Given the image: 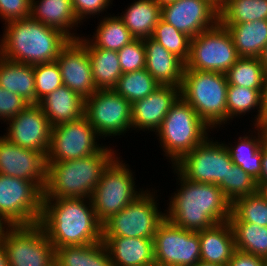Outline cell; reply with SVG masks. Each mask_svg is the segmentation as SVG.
I'll use <instances>...</instances> for the list:
<instances>
[{"label":"cell","instance_id":"cell-7","mask_svg":"<svg viewBox=\"0 0 267 266\" xmlns=\"http://www.w3.org/2000/svg\"><path fill=\"white\" fill-rule=\"evenodd\" d=\"M126 162L119 153L105 168L92 193L90 199L101 224L120 212L146 190L135 185L137 183L134 177L135 171L131 170Z\"/></svg>","mask_w":267,"mask_h":266},{"label":"cell","instance_id":"cell-10","mask_svg":"<svg viewBox=\"0 0 267 266\" xmlns=\"http://www.w3.org/2000/svg\"><path fill=\"white\" fill-rule=\"evenodd\" d=\"M84 117L105 141L132 131V104L114 90H97L85 98Z\"/></svg>","mask_w":267,"mask_h":266},{"label":"cell","instance_id":"cell-1","mask_svg":"<svg viewBox=\"0 0 267 266\" xmlns=\"http://www.w3.org/2000/svg\"><path fill=\"white\" fill-rule=\"evenodd\" d=\"M178 186L165 207V218L188 231L199 232L229 221L232 203L218 185L185 179L173 166ZM178 187V188H177Z\"/></svg>","mask_w":267,"mask_h":266},{"label":"cell","instance_id":"cell-40","mask_svg":"<svg viewBox=\"0 0 267 266\" xmlns=\"http://www.w3.org/2000/svg\"><path fill=\"white\" fill-rule=\"evenodd\" d=\"M218 187L231 203L240 197L258 192L257 180L233 162L232 168L228 169L226 180H222Z\"/></svg>","mask_w":267,"mask_h":266},{"label":"cell","instance_id":"cell-47","mask_svg":"<svg viewBox=\"0 0 267 266\" xmlns=\"http://www.w3.org/2000/svg\"><path fill=\"white\" fill-rule=\"evenodd\" d=\"M267 181V142L262 147V168L260 178L257 180L258 187Z\"/></svg>","mask_w":267,"mask_h":266},{"label":"cell","instance_id":"cell-14","mask_svg":"<svg viewBox=\"0 0 267 266\" xmlns=\"http://www.w3.org/2000/svg\"><path fill=\"white\" fill-rule=\"evenodd\" d=\"M90 122L82 118L52 127L47 162L80 159L100 152L106 145Z\"/></svg>","mask_w":267,"mask_h":266},{"label":"cell","instance_id":"cell-46","mask_svg":"<svg viewBox=\"0 0 267 266\" xmlns=\"http://www.w3.org/2000/svg\"><path fill=\"white\" fill-rule=\"evenodd\" d=\"M227 266H267V260L236 250Z\"/></svg>","mask_w":267,"mask_h":266},{"label":"cell","instance_id":"cell-54","mask_svg":"<svg viewBox=\"0 0 267 266\" xmlns=\"http://www.w3.org/2000/svg\"><path fill=\"white\" fill-rule=\"evenodd\" d=\"M194 266H224V265L216 264V263H207V262L200 260Z\"/></svg>","mask_w":267,"mask_h":266},{"label":"cell","instance_id":"cell-6","mask_svg":"<svg viewBox=\"0 0 267 266\" xmlns=\"http://www.w3.org/2000/svg\"><path fill=\"white\" fill-rule=\"evenodd\" d=\"M213 131L181 96L154 133L171 167L203 142ZM210 133V134H209Z\"/></svg>","mask_w":267,"mask_h":266},{"label":"cell","instance_id":"cell-45","mask_svg":"<svg viewBox=\"0 0 267 266\" xmlns=\"http://www.w3.org/2000/svg\"><path fill=\"white\" fill-rule=\"evenodd\" d=\"M30 16L31 0H0V20L3 24Z\"/></svg>","mask_w":267,"mask_h":266},{"label":"cell","instance_id":"cell-2","mask_svg":"<svg viewBox=\"0 0 267 266\" xmlns=\"http://www.w3.org/2000/svg\"><path fill=\"white\" fill-rule=\"evenodd\" d=\"M39 224L54 248L102 241V224L90 198H43Z\"/></svg>","mask_w":267,"mask_h":266},{"label":"cell","instance_id":"cell-35","mask_svg":"<svg viewBox=\"0 0 267 266\" xmlns=\"http://www.w3.org/2000/svg\"><path fill=\"white\" fill-rule=\"evenodd\" d=\"M267 20V0H225L219 11V23H245Z\"/></svg>","mask_w":267,"mask_h":266},{"label":"cell","instance_id":"cell-33","mask_svg":"<svg viewBox=\"0 0 267 266\" xmlns=\"http://www.w3.org/2000/svg\"><path fill=\"white\" fill-rule=\"evenodd\" d=\"M98 21L95 33L86 36L95 47L119 51L135 39L119 18V14L116 16L114 13L112 15L109 13Z\"/></svg>","mask_w":267,"mask_h":266},{"label":"cell","instance_id":"cell-5","mask_svg":"<svg viewBox=\"0 0 267 266\" xmlns=\"http://www.w3.org/2000/svg\"><path fill=\"white\" fill-rule=\"evenodd\" d=\"M228 85L223 73L184 69L180 96L213 132L228 125Z\"/></svg>","mask_w":267,"mask_h":266},{"label":"cell","instance_id":"cell-19","mask_svg":"<svg viewBox=\"0 0 267 266\" xmlns=\"http://www.w3.org/2000/svg\"><path fill=\"white\" fill-rule=\"evenodd\" d=\"M56 62L61 70L63 85L84 99L97 91L92 77V67L87 47L78 39L61 50Z\"/></svg>","mask_w":267,"mask_h":266},{"label":"cell","instance_id":"cell-11","mask_svg":"<svg viewBox=\"0 0 267 266\" xmlns=\"http://www.w3.org/2000/svg\"><path fill=\"white\" fill-rule=\"evenodd\" d=\"M9 266H55V248L37 223L10 226L0 240Z\"/></svg>","mask_w":267,"mask_h":266},{"label":"cell","instance_id":"cell-52","mask_svg":"<svg viewBox=\"0 0 267 266\" xmlns=\"http://www.w3.org/2000/svg\"><path fill=\"white\" fill-rule=\"evenodd\" d=\"M258 192L261 193L267 199V181L266 182H263L258 187Z\"/></svg>","mask_w":267,"mask_h":266},{"label":"cell","instance_id":"cell-43","mask_svg":"<svg viewBox=\"0 0 267 266\" xmlns=\"http://www.w3.org/2000/svg\"><path fill=\"white\" fill-rule=\"evenodd\" d=\"M111 5H113V0H72V8L74 14L82 25L83 22H85L90 17H102V14L104 15V12H106L105 15H107V9L109 7L112 8Z\"/></svg>","mask_w":267,"mask_h":266},{"label":"cell","instance_id":"cell-23","mask_svg":"<svg viewBox=\"0 0 267 266\" xmlns=\"http://www.w3.org/2000/svg\"><path fill=\"white\" fill-rule=\"evenodd\" d=\"M248 132L240 135L237 141L224 142L232 162L255 180L260 178L262 168V147L267 142L264 129L261 126H251ZM251 132V133H250ZM250 133V134H249Z\"/></svg>","mask_w":267,"mask_h":266},{"label":"cell","instance_id":"cell-39","mask_svg":"<svg viewBox=\"0 0 267 266\" xmlns=\"http://www.w3.org/2000/svg\"><path fill=\"white\" fill-rule=\"evenodd\" d=\"M170 53L176 55L184 63L189 59L191 38L175 29L171 24L159 19L151 36Z\"/></svg>","mask_w":267,"mask_h":266},{"label":"cell","instance_id":"cell-3","mask_svg":"<svg viewBox=\"0 0 267 266\" xmlns=\"http://www.w3.org/2000/svg\"><path fill=\"white\" fill-rule=\"evenodd\" d=\"M0 37V56L23 64L56 61L70 38L60 30L46 26L31 17L9 21Z\"/></svg>","mask_w":267,"mask_h":266},{"label":"cell","instance_id":"cell-50","mask_svg":"<svg viewBox=\"0 0 267 266\" xmlns=\"http://www.w3.org/2000/svg\"><path fill=\"white\" fill-rule=\"evenodd\" d=\"M259 59H260L261 64L263 65V67L265 69V72H267V44L264 47L263 52H262Z\"/></svg>","mask_w":267,"mask_h":266},{"label":"cell","instance_id":"cell-31","mask_svg":"<svg viewBox=\"0 0 267 266\" xmlns=\"http://www.w3.org/2000/svg\"><path fill=\"white\" fill-rule=\"evenodd\" d=\"M0 86L35 104V77L33 65L16 63L0 56Z\"/></svg>","mask_w":267,"mask_h":266},{"label":"cell","instance_id":"cell-36","mask_svg":"<svg viewBox=\"0 0 267 266\" xmlns=\"http://www.w3.org/2000/svg\"><path fill=\"white\" fill-rule=\"evenodd\" d=\"M225 75L229 85L264 90L266 72L259 58L240 57Z\"/></svg>","mask_w":267,"mask_h":266},{"label":"cell","instance_id":"cell-27","mask_svg":"<svg viewBox=\"0 0 267 266\" xmlns=\"http://www.w3.org/2000/svg\"><path fill=\"white\" fill-rule=\"evenodd\" d=\"M79 40L87 47L97 90H113L123 74L117 51L95 47L85 34Z\"/></svg>","mask_w":267,"mask_h":266},{"label":"cell","instance_id":"cell-16","mask_svg":"<svg viewBox=\"0 0 267 266\" xmlns=\"http://www.w3.org/2000/svg\"><path fill=\"white\" fill-rule=\"evenodd\" d=\"M5 124L6 133L2 136L10 142L22 148L48 152L52 126L38 104H29Z\"/></svg>","mask_w":267,"mask_h":266},{"label":"cell","instance_id":"cell-21","mask_svg":"<svg viewBox=\"0 0 267 266\" xmlns=\"http://www.w3.org/2000/svg\"><path fill=\"white\" fill-rule=\"evenodd\" d=\"M113 266H152L153 238L102 236Z\"/></svg>","mask_w":267,"mask_h":266},{"label":"cell","instance_id":"cell-18","mask_svg":"<svg viewBox=\"0 0 267 266\" xmlns=\"http://www.w3.org/2000/svg\"><path fill=\"white\" fill-rule=\"evenodd\" d=\"M161 18L194 38L219 22V12L205 0H178L161 7Z\"/></svg>","mask_w":267,"mask_h":266},{"label":"cell","instance_id":"cell-51","mask_svg":"<svg viewBox=\"0 0 267 266\" xmlns=\"http://www.w3.org/2000/svg\"><path fill=\"white\" fill-rule=\"evenodd\" d=\"M10 226L5 222V220L0 216V240L3 238V235L5 234L6 230Z\"/></svg>","mask_w":267,"mask_h":266},{"label":"cell","instance_id":"cell-53","mask_svg":"<svg viewBox=\"0 0 267 266\" xmlns=\"http://www.w3.org/2000/svg\"><path fill=\"white\" fill-rule=\"evenodd\" d=\"M264 108L267 110V72L265 77L264 93H263Z\"/></svg>","mask_w":267,"mask_h":266},{"label":"cell","instance_id":"cell-17","mask_svg":"<svg viewBox=\"0 0 267 266\" xmlns=\"http://www.w3.org/2000/svg\"><path fill=\"white\" fill-rule=\"evenodd\" d=\"M47 153L22 148L0 134V174L35 182L44 190Z\"/></svg>","mask_w":267,"mask_h":266},{"label":"cell","instance_id":"cell-42","mask_svg":"<svg viewBox=\"0 0 267 266\" xmlns=\"http://www.w3.org/2000/svg\"><path fill=\"white\" fill-rule=\"evenodd\" d=\"M122 73L145 69V45L143 39H134L117 51Z\"/></svg>","mask_w":267,"mask_h":266},{"label":"cell","instance_id":"cell-41","mask_svg":"<svg viewBox=\"0 0 267 266\" xmlns=\"http://www.w3.org/2000/svg\"><path fill=\"white\" fill-rule=\"evenodd\" d=\"M35 77V104L63 85L61 70L56 61L33 65Z\"/></svg>","mask_w":267,"mask_h":266},{"label":"cell","instance_id":"cell-26","mask_svg":"<svg viewBox=\"0 0 267 266\" xmlns=\"http://www.w3.org/2000/svg\"><path fill=\"white\" fill-rule=\"evenodd\" d=\"M84 100L80 94L62 85L44 97L38 105L43 109L53 127L82 118Z\"/></svg>","mask_w":267,"mask_h":266},{"label":"cell","instance_id":"cell-13","mask_svg":"<svg viewBox=\"0 0 267 266\" xmlns=\"http://www.w3.org/2000/svg\"><path fill=\"white\" fill-rule=\"evenodd\" d=\"M213 139L209 135L173 167L192 182L218 185L226 180L228 169L232 168V160L224 142Z\"/></svg>","mask_w":267,"mask_h":266},{"label":"cell","instance_id":"cell-38","mask_svg":"<svg viewBox=\"0 0 267 266\" xmlns=\"http://www.w3.org/2000/svg\"><path fill=\"white\" fill-rule=\"evenodd\" d=\"M229 222H248L267 227V199L259 192L236 199Z\"/></svg>","mask_w":267,"mask_h":266},{"label":"cell","instance_id":"cell-55","mask_svg":"<svg viewBox=\"0 0 267 266\" xmlns=\"http://www.w3.org/2000/svg\"><path fill=\"white\" fill-rule=\"evenodd\" d=\"M156 4H158L160 7L166 5V4H169V3H173L175 1H178V0H153Z\"/></svg>","mask_w":267,"mask_h":266},{"label":"cell","instance_id":"cell-56","mask_svg":"<svg viewBox=\"0 0 267 266\" xmlns=\"http://www.w3.org/2000/svg\"><path fill=\"white\" fill-rule=\"evenodd\" d=\"M261 127L264 129L265 137H266V139H267V110H266L265 119H264V121H263Z\"/></svg>","mask_w":267,"mask_h":266},{"label":"cell","instance_id":"cell-4","mask_svg":"<svg viewBox=\"0 0 267 266\" xmlns=\"http://www.w3.org/2000/svg\"><path fill=\"white\" fill-rule=\"evenodd\" d=\"M115 147L109 143L100 152L80 159L48 162L43 198H91L103 171L119 154Z\"/></svg>","mask_w":267,"mask_h":266},{"label":"cell","instance_id":"cell-44","mask_svg":"<svg viewBox=\"0 0 267 266\" xmlns=\"http://www.w3.org/2000/svg\"><path fill=\"white\" fill-rule=\"evenodd\" d=\"M29 105L21 96L7 91L0 86V122L5 123L17 116Z\"/></svg>","mask_w":267,"mask_h":266},{"label":"cell","instance_id":"cell-29","mask_svg":"<svg viewBox=\"0 0 267 266\" xmlns=\"http://www.w3.org/2000/svg\"><path fill=\"white\" fill-rule=\"evenodd\" d=\"M225 28L231 35L239 57L260 58L267 44V20L227 23Z\"/></svg>","mask_w":267,"mask_h":266},{"label":"cell","instance_id":"cell-37","mask_svg":"<svg viewBox=\"0 0 267 266\" xmlns=\"http://www.w3.org/2000/svg\"><path fill=\"white\" fill-rule=\"evenodd\" d=\"M160 85L146 70L123 73L113 89L131 104L145 98L154 92Z\"/></svg>","mask_w":267,"mask_h":266},{"label":"cell","instance_id":"cell-49","mask_svg":"<svg viewBox=\"0 0 267 266\" xmlns=\"http://www.w3.org/2000/svg\"><path fill=\"white\" fill-rule=\"evenodd\" d=\"M212 5L218 12L223 8L225 0H205Z\"/></svg>","mask_w":267,"mask_h":266},{"label":"cell","instance_id":"cell-8","mask_svg":"<svg viewBox=\"0 0 267 266\" xmlns=\"http://www.w3.org/2000/svg\"><path fill=\"white\" fill-rule=\"evenodd\" d=\"M155 188H147L130 204L102 224V236L153 238L165 219Z\"/></svg>","mask_w":267,"mask_h":266},{"label":"cell","instance_id":"cell-30","mask_svg":"<svg viewBox=\"0 0 267 266\" xmlns=\"http://www.w3.org/2000/svg\"><path fill=\"white\" fill-rule=\"evenodd\" d=\"M119 18L135 39L149 38L161 18V7L153 0H134Z\"/></svg>","mask_w":267,"mask_h":266},{"label":"cell","instance_id":"cell-32","mask_svg":"<svg viewBox=\"0 0 267 266\" xmlns=\"http://www.w3.org/2000/svg\"><path fill=\"white\" fill-rule=\"evenodd\" d=\"M55 266H113L103 241L55 248Z\"/></svg>","mask_w":267,"mask_h":266},{"label":"cell","instance_id":"cell-24","mask_svg":"<svg viewBox=\"0 0 267 266\" xmlns=\"http://www.w3.org/2000/svg\"><path fill=\"white\" fill-rule=\"evenodd\" d=\"M30 17L60 30L71 40H78L83 35L76 33L81 23L74 14L72 0H31Z\"/></svg>","mask_w":267,"mask_h":266},{"label":"cell","instance_id":"cell-34","mask_svg":"<svg viewBox=\"0 0 267 266\" xmlns=\"http://www.w3.org/2000/svg\"><path fill=\"white\" fill-rule=\"evenodd\" d=\"M236 250L267 260V227L248 222H229Z\"/></svg>","mask_w":267,"mask_h":266},{"label":"cell","instance_id":"cell-12","mask_svg":"<svg viewBox=\"0 0 267 266\" xmlns=\"http://www.w3.org/2000/svg\"><path fill=\"white\" fill-rule=\"evenodd\" d=\"M230 33L219 22L190 41V55L184 69L225 74L239 59Z\"/></svg>","mask_w":267,"mask_h":266},{"label":"cell","instance_id":"cell-15","mask_svg":"<svg viewBox=\"0 0 267 266\" xmlns=\"http://www.w3.org/2000/svg\"><path fill=\"white\" fill-rule=\"evenodd\" d=\"M156 266H194L200 257L198 232L188 231L164 219L153 237Z\"/></svg>","mask_w":267,"mask_h":266},{"label":"cell","instance_id":"cell-22","mask_svg":"<svg viewBox=\"0 0 267 266\" xmlns=\"http://www.w3.org/2000/svg\"><path fill=\"white\" fill-rule=\"evenodd\" d=\"M143 42L146 55L145 69L159 85L181 88L185 63L153 38H145Z\"/></svg>","mask_w":267,"mask_h":266},{"label":"cell","instance_id":"cell-48","mask_svg":"<svg viewBox=\"0 0 267 266\" xmlns=\"http://www.w3.org/2000/svg\"><path fill=\"white\" fill-rule=\"evenodd\" d=\"M0 266H9L8 258L6 252L0 242Z\"/></svg>","mask_w":267,"mask_h":266},{"label":"cell","instance_id":"cell-9","mask_svg":"<svg viewBox=\"0 0 267 266\" xmlns=\"http://www.w3.org/2000/svg\"><path fill=\"white\" fill-rule=\"evenodd\" d=\"M43 190L33 181L0 174V216L9 226L37 224Z\"/></svg>","mask_w":267,"mask_h":266},{"label":"cell","instance_id":"cell-25","mask_svg":"<svg viewBox=\"0 0 267 266\" xmlns=\"http://www.w3.org/2000/svg\"><path fill=\"white\" fill-rule=\"evenodd\" d=\"M201 261L227 266L236 251L234 233L229 221L198 232Z\"/></svg>","mask_w":267,"mask_h":266},{"label":"cell","instance_id":"cell-28","mask_svg":"<svg viewBox=\"0 0 267 266\" xmlns=\"http://www.w3.org/2000/svg\"><path fill=\"white\" fill-rule=\"evenodd\" d=\"M264 90H256L246 87H240L235 85H228L227 88V115L228 125L232 120L242 118L245 115L252 112L256 115H252L251 126H261L266 115L263 102ZM257 111H256V110ZM251 112V113H250ZM247 113V114H246ZM243 115V116H242Z\"/></svg>","mask_w":267,"mask_h":266},{"label":"cell","instance_id":"cell-20","mask_svg":"<svg viewBox=\"0 0 267 266\" xmlns=\"http://www.w3.org/2000/svg\"><path fill=\"white\" fill-rule=\"evenodd\" d=\"M179 97V87L160 85L145 98L132 103V131L156 132Z\"/></svg>","mask_w":267,"mask_h":266}]
</instances>
